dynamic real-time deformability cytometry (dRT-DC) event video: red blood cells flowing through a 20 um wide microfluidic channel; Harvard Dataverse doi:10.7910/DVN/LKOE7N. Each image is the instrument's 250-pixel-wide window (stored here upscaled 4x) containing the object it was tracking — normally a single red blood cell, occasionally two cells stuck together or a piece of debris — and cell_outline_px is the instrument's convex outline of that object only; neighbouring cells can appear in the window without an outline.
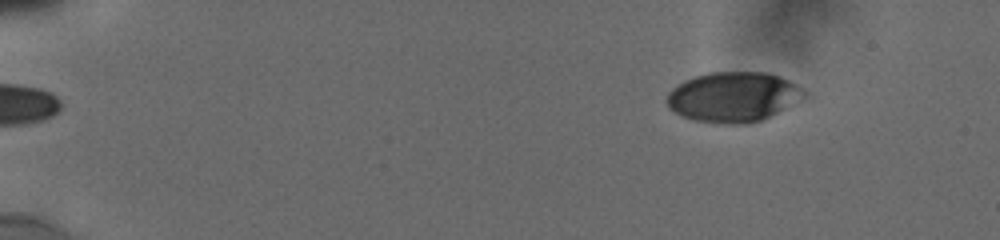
{"species": "human", "species_latin": "Homo sapiens", "temperature_condition": "cold", "stored_images_in_passage": 45, "camera_frame_rate_fps": 3000, "um_per_image_px": 0.085, "donor": {"sex": "male"}, "frame": {"image": 1, "passage_image": 1, "time_ms": 0.0, "image_size_px": [1000, 240], "cell_outline_px": [[808, 96], [760, 120], [744, 124], [720, 124], [692, 120], [680, 116], [668, 108], [664, 100], [668, 92], [676, 84], [684, 80], [708, 72], [764, 72], [780, 76], [796, 84], [808, 92]], "centroid_in_image_um": [62.27, 8.24], "position_along_channel_um": 22.7, "area_um2": 40.34}}
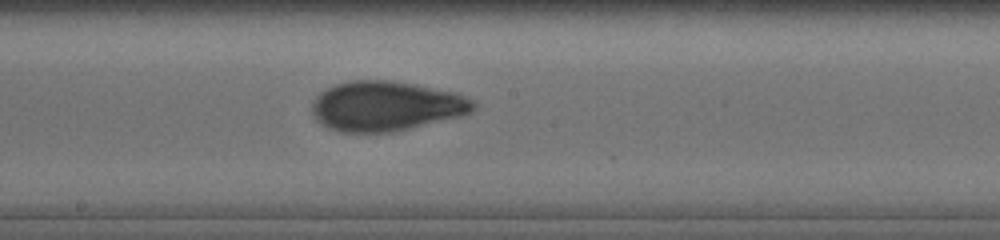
{"frame": {"image": 2, "passage_image": 21, "time_ms": 8.333, "image_size_px": [1000, 240], "cell_outline_px": [[476, 108], [472, 112], [460, 116], [392, 132], [340, 132], [328, 128], [320, 124], [312, 116], [312, 100], [320, 92], [336, 84], [348, 80], [388, 80], [412, 84], [452, 92], [464, 96], [472, 100], [476, 104]], "centroid_in_image_um": [32.75, 9.02], "position_along_channel_um": 215.4, "area_um2": 46.7}}
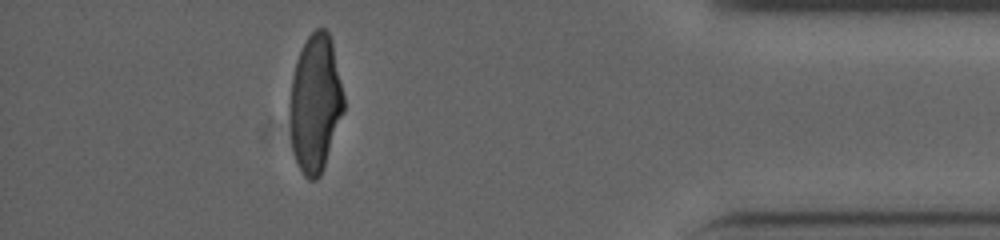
{"frame": {"image": 3, "passage_image": 39, "time_ms": 14.333, "image_size_px": [1000, 240], "cell_outline_px": [[344, 112], [320, 176], [316, 180], [308, 180], [304, 176], [296, 160], [292, 148], [288, 116], [288, 104], [292, 76], [296, 60], [308, 36], [316, 28], [324, 28], [328, 32], [332, 40], [344, 96]], "centroid_in_image_um": [26.78, 8.78], "position_along_channel_um": 408.4, "area_um2": 43.64}, "authors_computed_cell_mechanics": {"area_um2": 44.7372, "velocity_mm_per_s": 3.8284, "shape_relaxation_time_tau1_ms": 4.3679, "shape_relaxation_time_tau2_ms": 1.2434, "deformation_change_tau1": 0.1748, "deformation_change_tau2": 0.067}}